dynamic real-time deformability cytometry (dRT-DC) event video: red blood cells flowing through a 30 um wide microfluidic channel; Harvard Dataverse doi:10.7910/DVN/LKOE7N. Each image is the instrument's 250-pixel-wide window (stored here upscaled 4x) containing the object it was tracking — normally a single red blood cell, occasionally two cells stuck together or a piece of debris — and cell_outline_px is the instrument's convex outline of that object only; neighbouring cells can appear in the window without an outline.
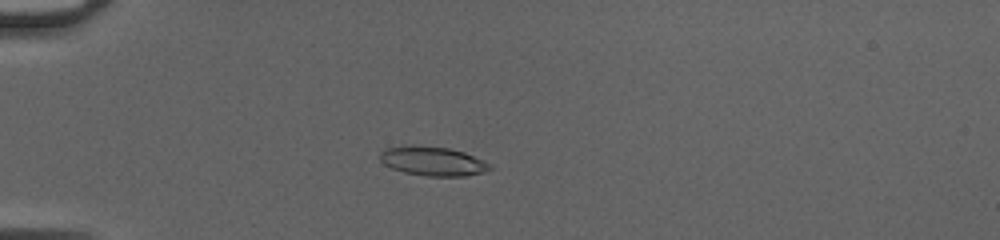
{"species": "common noctule bat (a hibernating species)", "species_latin": "Nyctalus noctula", "temperature_condition": "cold", "stored_images_in_passage": 52, "camera_frame_rate_fps": 3000, "um_per_image_px": 0.085, "animal": {"sex": "female", "body_mass_g": 20.0, "forearm_length_mm": 54.0}, "frame": {"image": 1, "passage_image": 17, "time_ms": 5.333, "image_size_px": [1000, 240], "cell_outline_px": [[492, 168], [484, 172], [468, 176], [428, 176], [404, 172], [392, 168], [384, 164], [380, 160], [380, 152], [384, 148], [412, 144], [448, 148], [464, 152], [484, 160], [492, 164]], "centroid_in_image_um": [36.79, 13.69], "position_along_channel_um": 48.2, "area_um2": 18.9}}
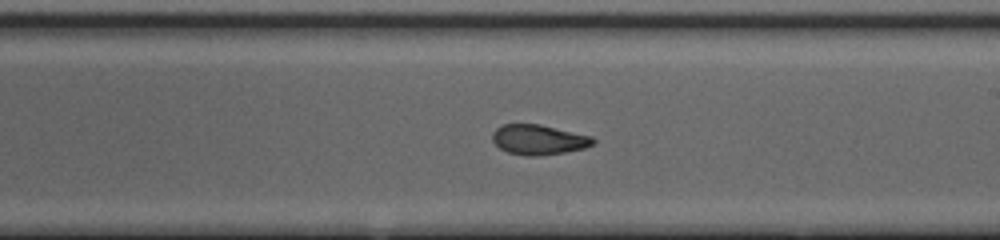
{"frame": {"image": 2, "passage_image": 33, "time_ms": 10.667, "image_size_px": [1000, 240], "cell_outline_px": [[596, 140], [592, 144], [584, 148], [564, 152], [536, 156], [528, 156], [508, 152], [500, 148], [492, 140], [492, 132], [500, 124], [540, 124], [592, 136]], "centroid_in_image_um": [45.76, 11.86], "position_along_channel_um": 243.2, "area_um2": 17.57}}
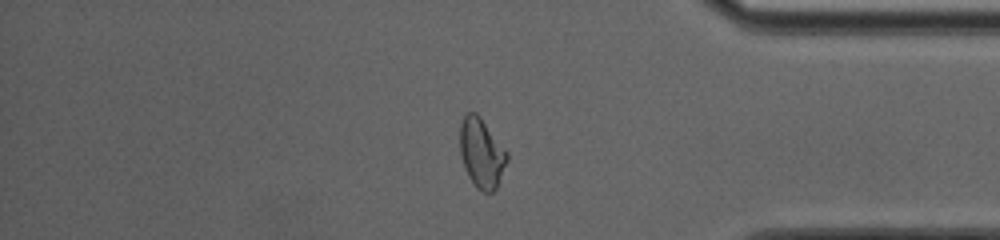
{"frame": {"image": 3, "passage_image": 45, "time_ms": 14.667, "image_size_px": [1000, 240], "cell_outline_px": [[508, 160], [496, 188], [492, 192], [484, 192], [476, 188], [468, 176], [464, 168], [460, 152], [460, 124], [464, 116], [468, 112], [476, 112], [480, 116], [508, 152]], "centroid_in_image_um": [40.93, 13.01], "position_along_channel_um": 394.3, "area_um2": 19.13}, "authors_computed_cell_mechanics": {"area_um2": 18.9006, "velocity_mm_per_s": 4.1904, "shape_relaxation_time_tau1_ms": null, "shape_relaxation_time_tau2_ms": 1.8549, "deformation_change_tau1": null, "deformation_change_tau2": 0.0862}}